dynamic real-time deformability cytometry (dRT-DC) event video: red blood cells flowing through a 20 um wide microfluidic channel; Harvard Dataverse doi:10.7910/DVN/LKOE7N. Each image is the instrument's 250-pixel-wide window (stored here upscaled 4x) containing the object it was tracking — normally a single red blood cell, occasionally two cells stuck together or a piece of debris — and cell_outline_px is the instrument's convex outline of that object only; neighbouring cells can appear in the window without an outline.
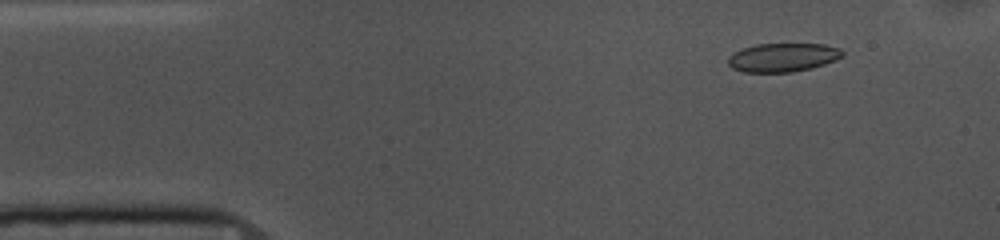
{"species": "common noctule bat (a hibernating species)", "species_latin": "Nyctalus noctula", "temperature_condition": "cold", "stored_images_in_passage": 53, "camera_frame_rate_fps": 3000, "um_per_image_px": 0.085, "animal": {"sex": "female", "body_mass_g": 10.0, "forearm_length_mm": 53.1}, "frame": {"image": 1, "passage_image": 5, "time_ms": 1.333, "image_size_px": [1000, 240], "cell_outline_px": [[844, 56], [836, 60], [812, 68], [792, 72], [744, 72], [732, 68], [728, 64], [728, 56], [744, 48], [756, 44], [824, 44], [840, 48], [844, 52]], "centroid_in_image_um": [66.57, 4.88], "position_along_channel_um": 18.4, "area_um2": 19.13}}
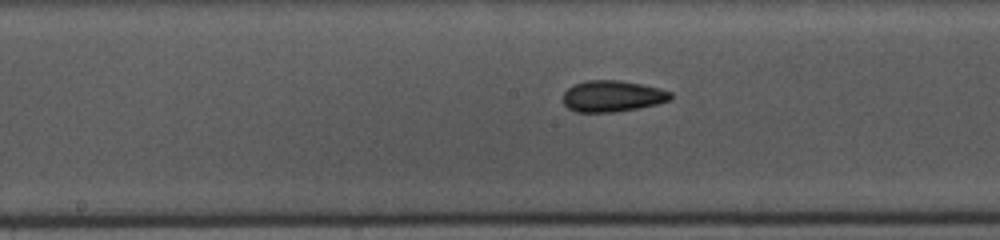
{"frame": {"image": 2, "passage_image": 25, "time_ms": 8.0, "image_size_px": [1000, 240], "cell_outline_px": [[672, 100], [656, 104], [616, 112], [576, 112], [568, 108], [564, 104], [564, 92], [568, 88], [584, 80], [620, 80], [644, 84], [660, 88], [672, 92]], "centroid_in_image_um": [52.08, 8.16], "position_along_channel_um": 196.1, "area_um2": 19.71}}
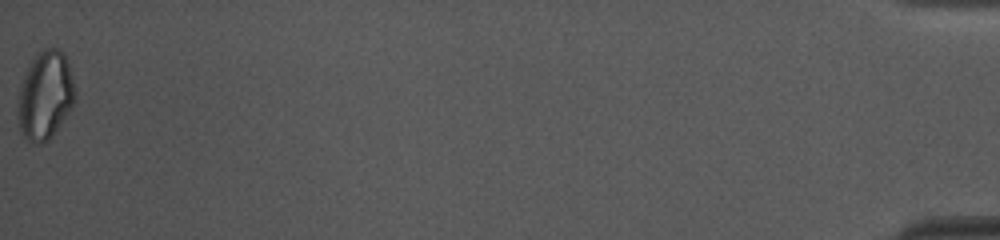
{"frame": {"image": 3, "passage_image": 53, "time_ms": 17.333, "image_size_px": [1000, 240], "cell_outline_px": [[76, 96], [72, 104], [52, 136], [48, 140], [40, 144], [32, 144], [20, 132], [16, 108], [20, 88], [24, 76], [36, 52], [44, 48], [60, 48], [64, 52], [68, 64], [76, 92]], "centroid_in_image_um": [3.82, 8.1], "position_along_channel_um": 431.4, "area_um2": 29.36}, "authors_computed_cell_mechanics": {"area_um2": 19.8832, "velocity_mm_per_s": 3.6682, "shape_relaxation_time_tau1_ms": 5.4463, "shape_relaxation_time_tau2_ms": 2.4192, "deformation_change_tau1": 0.1023, "deformation_change_tau2": 0.0807}}